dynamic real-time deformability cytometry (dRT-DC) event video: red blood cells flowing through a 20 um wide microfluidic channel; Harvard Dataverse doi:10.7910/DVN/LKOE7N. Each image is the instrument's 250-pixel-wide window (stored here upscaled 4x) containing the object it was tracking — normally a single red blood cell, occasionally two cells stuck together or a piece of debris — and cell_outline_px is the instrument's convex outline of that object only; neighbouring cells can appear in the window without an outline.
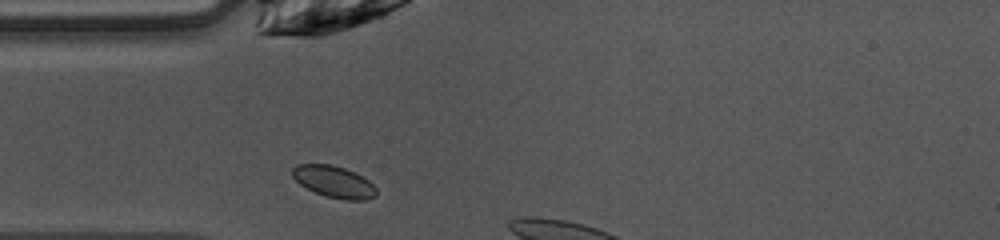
{"species": "common noctule bat (a hibernating species)", "species_latin": "Nyctalus noctula", "temperature_condition": "warm", "stored_images_in_passage": 3, "camera_frame_rate_fps": 3000, "um_per_image_px": 0.085, "animal": {"sex": "female", "body_mass_g": 10.0, "forearm_length_mm": 53.1}, "frame": {"image": 1, "passage_image": 1, "time_ms": 0.0, "image_size_px": [1000, 240], "cell_outline_px": [[376, 196], [364, 200], [344, 200], [324, 196], [300, 184], [292, 176], [292, 168], [296, 164], [332, 164], [344, 168], [368, 180], [376, 188]], "centroid_in_image_um": [28.37, 15.45], "position_along_channel_um": 56.6, "area_um2": 15.37}}